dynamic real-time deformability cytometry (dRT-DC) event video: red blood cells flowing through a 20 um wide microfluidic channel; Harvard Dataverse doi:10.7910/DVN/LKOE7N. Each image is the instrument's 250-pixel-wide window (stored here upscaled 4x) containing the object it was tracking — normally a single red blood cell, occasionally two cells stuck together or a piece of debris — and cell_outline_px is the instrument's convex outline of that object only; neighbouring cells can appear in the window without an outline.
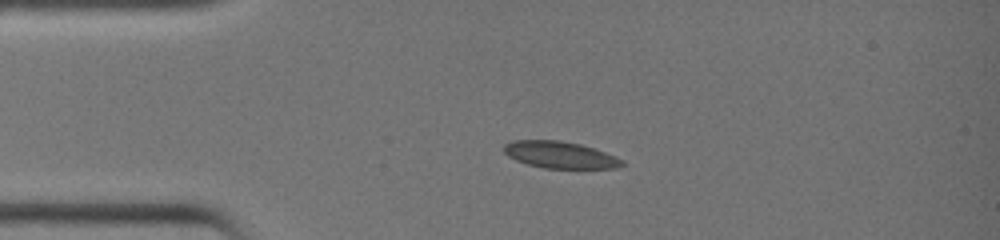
{"species": "common noctule bat (a hibernating species)", "species_latin": "Nyctalus noctula", "temperature_condition": "warm", "stored_images_in_passage": 3, "camera_frame_rate_fps": 3000, "um_per_image_px": 0.085, "animal": {"sex": "female", "body_mass_g": 19.0, "forearm_length_mm": 51.5}, "frame": {"image": 1, "passage_image": 1, "time_ms": 0.0, "image_size_px": [1000, 240], "cell_outline_px": [[624, 164], [620, 168], [544, 168], [528, 164], [516, 160], [508, 156], [504, 152], [504, 144], [512, 140], [560, 140], [580, 144], [616, 156], [624, 160]], "centroid_in_image_um": [47.6, 13.16], "position_along_channel_um": 37.4, "area_um2": 18.44}}